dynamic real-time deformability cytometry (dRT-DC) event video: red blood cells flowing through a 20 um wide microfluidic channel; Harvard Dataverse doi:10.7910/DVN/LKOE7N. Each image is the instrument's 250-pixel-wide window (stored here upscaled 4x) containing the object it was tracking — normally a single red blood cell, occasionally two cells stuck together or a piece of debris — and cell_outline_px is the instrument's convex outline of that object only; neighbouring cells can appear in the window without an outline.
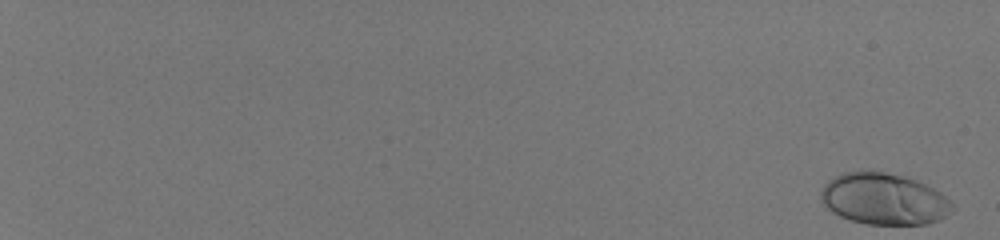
{"species": "human", "species_latin": "Homo sapiens", "temperature_condition": "room temperature", "stored_images_in_passage": 56, "camera_frame_rate_fps": 3000, "um_per_image_px": 0.085, "donor": {"sex": "male"}, "frame": {"image": 1, "passage_image": 1, "time_ms": 0.0, "image_size_px": [1000, 240], "cell_outline_px": [[956, 204], [952, 212], [940, 220], [928, 224], [868, 224], [852, 220], [840, 216], [832, 212], [824, 204], [820, 196], [820, 192], [824, 184], [828, 180], [844, 172], [884, 172], [904, 176], [916, 180], [940, 192]], "centroid_in_image_um": [75.17, 16.93], "position_along_channel_um": 9.8, "area_um2": 39.36}}
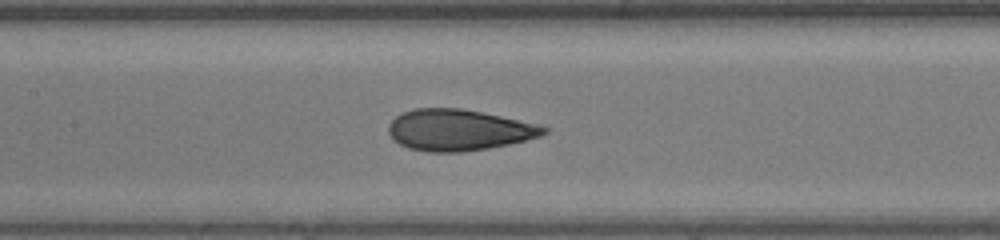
{"frame": {"image": 2, "passage_image": 33, "time_ms": 10.667, "image_size_px": [1000, 240], "cell_outline_px": [[548, 132], [544, 136], [508, 144], [488, 148], [460, 152], [428, 152], [408, 148], [400, 144], [388, 132], [388, 124], [400, 112], [412, 108], [460, 108], [540, 124], [548, 128]], "centroid_in_image_um": [39.0, 11.04], "position_along_channel_um": 168.4, "area_um2": 37.4}}
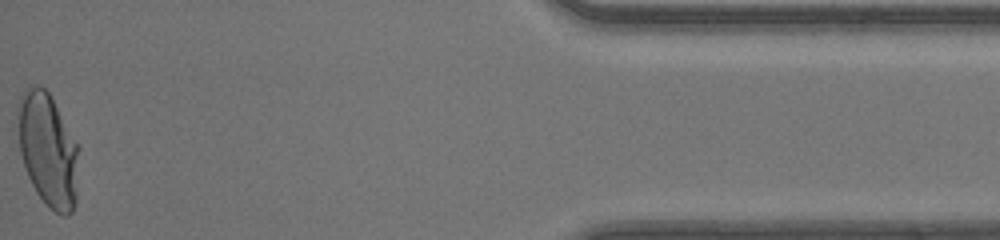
{"frame": {"image": 3, "passage_image": 56, "time_ms": 18.333, "image_size_px": [1000, 240], "cell_outline_px": [[80, 148], [76, 200], [72, 212], [68, 216], [64, 216], [56, 212], [44, 204], [36, 192], [28, 176], [20, 152], [16, 108], [20, 96], [24, 88], [28, 84], [32, 84], [44, 88], [48, 92], [80, 144]], "centroid_in_image_um": [4.09, 12.71], "position_along_channel_um": 431.1, "area_um2": 41.27}, "authors_computed_cell_mechanics": {"area_um2": 37.8012, "velocity_mm_per_s": 4.1707, "shape_relaxation_time_tau1_ms": 7.9597, "shape_relaxation_time_tau2_ms": null, "deformation_change_tau1": 0.2811, "deformation_change_tau2": null}}